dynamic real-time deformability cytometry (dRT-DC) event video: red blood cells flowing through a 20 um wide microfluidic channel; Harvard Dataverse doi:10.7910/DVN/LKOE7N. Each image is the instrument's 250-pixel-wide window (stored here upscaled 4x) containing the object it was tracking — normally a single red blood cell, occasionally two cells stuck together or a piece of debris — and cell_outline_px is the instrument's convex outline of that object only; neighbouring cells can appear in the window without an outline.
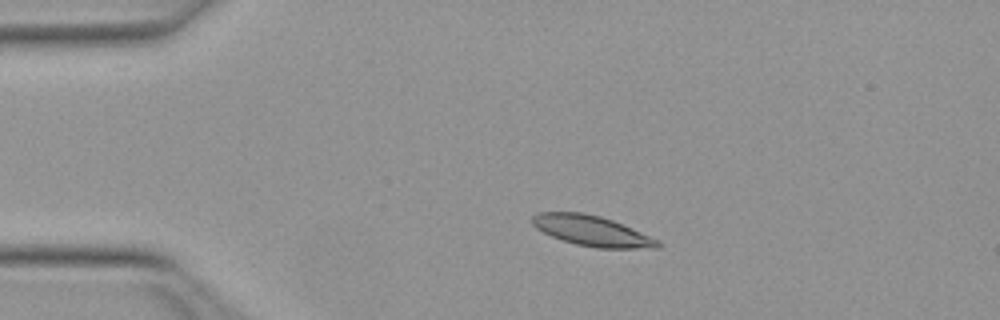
{"species": "Egyptian fruit bat (a non-hibernating species)", "species_latin": "Rousettus aegyptiacus", "temperature_condition": "warm", "stored_images_in_passage": 51, "camera_frame_rate_fps": 3000, "um_per_image_px": 0.085, "animal": {"sex": "female"}, "frame": {"image": 1, "passage_image": 10, "time_ms": 3.0, "image_size_px": [1000, 320], "cell_outline_px": [[664, 244], [660, 248], [596, 248], [576, 244], [552, 236], [536, 228], [532, 224], [532, 216], [540, 212], [584, 212], [600, 216], [612, 220], [632, 228], [660, 240]], "centroid_in_image_um": [50.36, 19.62], "position_along_channel_um": 34.6, "area_um2": 22.2}}
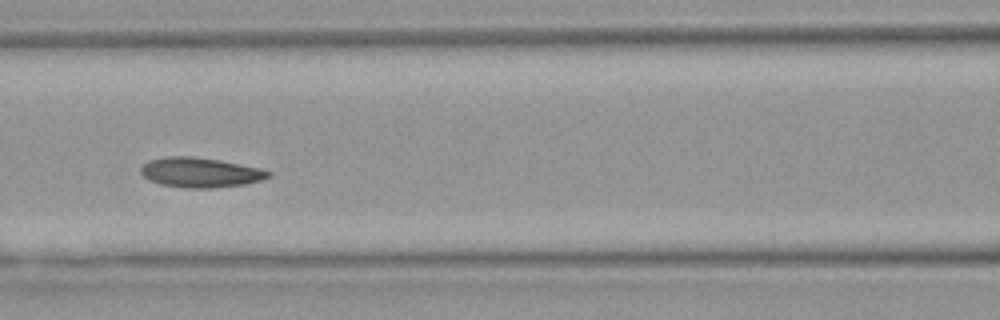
{"frame": {"image": 2, "passage_image": 22, "time_ms": 7.0, "image_size_px": [1000, 320], "cell_outline_px": [[272, 176], [264, 180], [244, 184], [216, 188], [188, 188], [160, 184], [148, 180], [140, 172], [140, 168], [148, 160], [168, 156], [192, 156], [220, 160], [260, 168], [272, 172]], "centroid_in_image_um": [17.05, 14.66], "position_along_channel_um": 149.6, "area_um2": 22.37}}
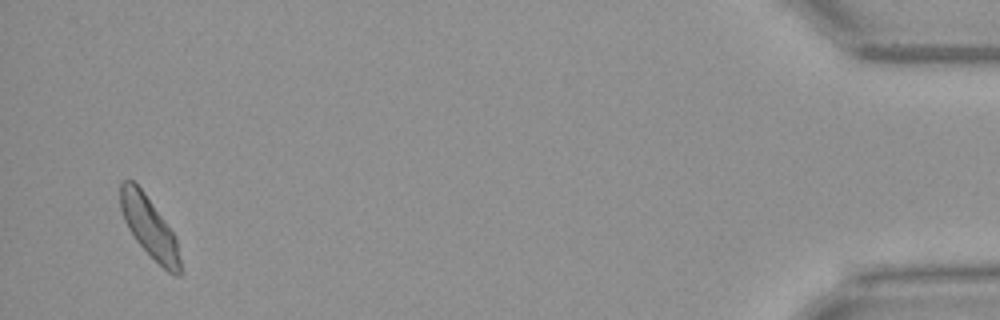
{"frame": {"image": 3, "passage_image": 49, "time_ms": 16.0, "image_size_px": [1000, 320], "cell_outline_px": [[180, 276], [176, 276], [168, 272], [136, 240], [128, 228], [124, 220], [120, 208], [120, 184], [124, 180], [132, 180], [144, 192], [176, 236], [180, 260]], "centroid_in_image_um": [12.69, 19.29], "position_along_channel_um": 422.5, "area_um2": 20.75}, "authors_computed_cell_mechanics": {"area_um2": 21.386, "velocity_mm_per_s": 3.9617, "shape_relaxation_time_tau1_ms": 7.9344, "shape_relaxation_time_tau2_ms": 4.169, "deformation_change_tau1": 0.1673, "deformation_change_tau2": 0.1051}}